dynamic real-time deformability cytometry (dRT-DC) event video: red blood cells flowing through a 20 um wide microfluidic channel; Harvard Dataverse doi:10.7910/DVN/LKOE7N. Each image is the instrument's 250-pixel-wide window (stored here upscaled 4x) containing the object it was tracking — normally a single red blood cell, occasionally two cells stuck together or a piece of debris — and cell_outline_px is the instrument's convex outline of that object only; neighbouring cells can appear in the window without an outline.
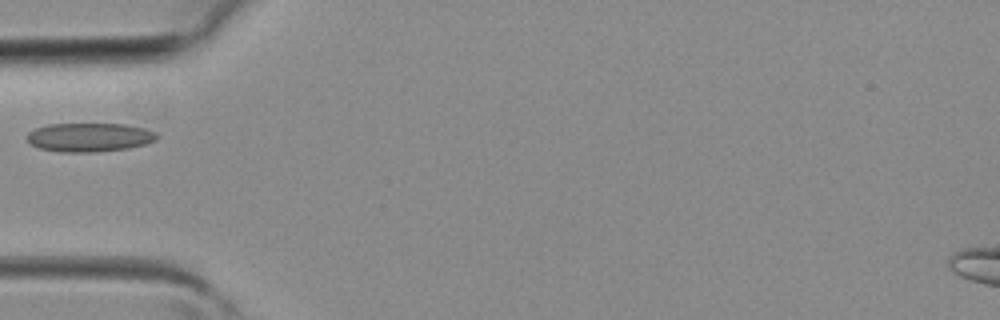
{"species": "common noctule bat (a hibernating species)", "species_latin": "Nyctalus noctula", "temperature_condition": "room temperature", "stored_images_in_passage": 1, "camera_frame_rate_fps": 3000, "um_per_image_px": 0.085, "animal": {"sex": "female", "body_mass_g": 19.3, "forearm_length_mm": 54.1}, "frame": {"image": 1, "passage_image": 1, "time_ms": 0.0, "image_size_px": [1000, 320], "cell_outline_px": [[160, 136], [156, 140], [144, 144], [128, 148], [96, 152], [60, 152], [40, 148], [28, 144], [28, 132], [36, 128], [48, 124], [124, 124], [144, 128], [156, 132]], "centroid_in_image_um": [7.6, 11.67], "position_along_channel_um": 77.4, "area_um2": 21.85}}